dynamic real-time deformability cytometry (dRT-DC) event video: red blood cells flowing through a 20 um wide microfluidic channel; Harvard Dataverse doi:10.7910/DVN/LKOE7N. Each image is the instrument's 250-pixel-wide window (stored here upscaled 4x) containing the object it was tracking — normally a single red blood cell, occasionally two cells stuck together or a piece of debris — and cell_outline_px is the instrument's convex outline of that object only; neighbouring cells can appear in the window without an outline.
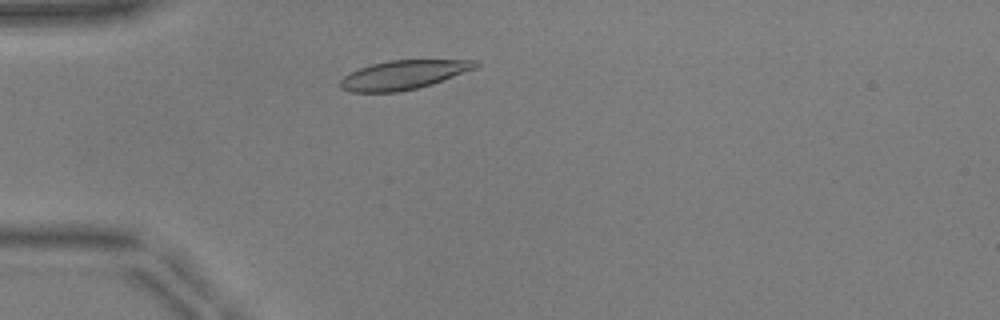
{"species": "common noctule bat (a hibernating species)", "species_latin": "Nyctalus noctula", "temperature_condition": "warm", "stored_images_in_passage": 44, "camera_frame_rate_fps": 3000, "um_per_image_px": 0.085, "animal": {"sex": "male", "body_mass_g": 17.9, "forearm_length_mm": 54.2}, "frame": {"image": 1, "passage_image": 7, "time_ms": 2.0, "image_size_px": [1000, 320], "cell_outline_px": [[480, 64], [476, 68], [432, 84], [416, 88], [396, 92], [348, 92], [340, 88], [340, 80], [344, 76], [360, 68], [372, 64], [388, 60], [480, 60]], "centroid_in_image_um": [34.3, 6.36], "position_along_channel_um": 50.7, "area_um2": 22.77}}
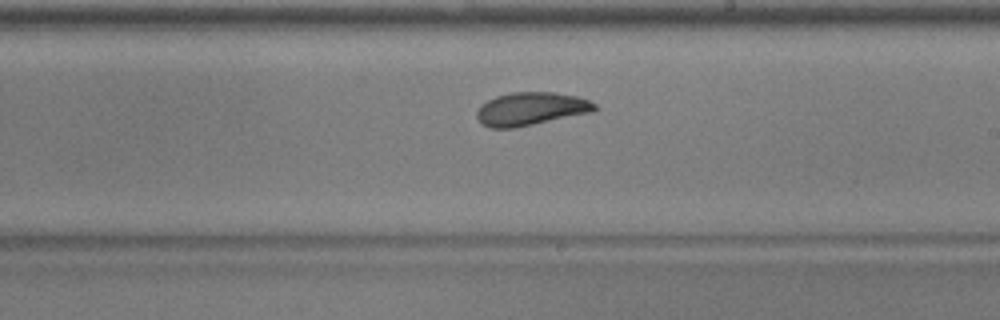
{"frame": {"image": 2, "passage_image": 23, "time_ms": 7.333, "image_size_px": [1000, 320], "cell_outline_px": [[596, 108], [592, 112], [516, 128], [488, 128], [476, 116], [476, 112], [480, 104], [496, 96], [512, 92], [556, 92], [580, 96], [596, 104]], "centroid_in_image_um": [45.13, 9.25], "position_along_channel_um": 243.9, "area_um2": 22.89}}
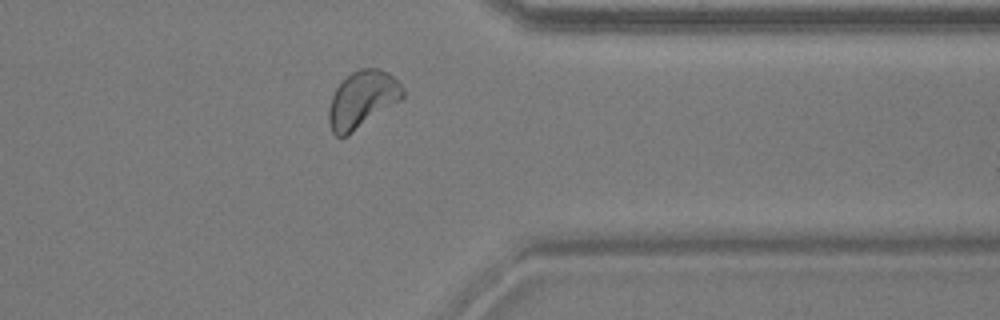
{"frame": {"image": 3, "passage_image": 34, "time_ms": 11.0, "image_size_px": [1000, 320], "cell_outline_px": [[404, 96], [400, 100], [348, 136], [336, 136], [332, 132], [328, 124], [328, 108], [332, 96], [336, 88], [352, 72], [360, 68], [380, 68], [388, 72], [404, 88]], "centroid_in_image_um": [30.78, 8.46], "position_along_channel_um": 380.6, "area_um2": 24.51}, "authors_computed_cell_mechanics": {"area_um2": 22.8021, "velocity_mm_per_s": 3.8963, "shape_relaxation_time_tau1_ms": 4.4659, "shape_relaxation_time_tau2_ms": 1.5188, "deformation_change_tau1": 0.1648, "deformation_change_tau2": 0.0754}}